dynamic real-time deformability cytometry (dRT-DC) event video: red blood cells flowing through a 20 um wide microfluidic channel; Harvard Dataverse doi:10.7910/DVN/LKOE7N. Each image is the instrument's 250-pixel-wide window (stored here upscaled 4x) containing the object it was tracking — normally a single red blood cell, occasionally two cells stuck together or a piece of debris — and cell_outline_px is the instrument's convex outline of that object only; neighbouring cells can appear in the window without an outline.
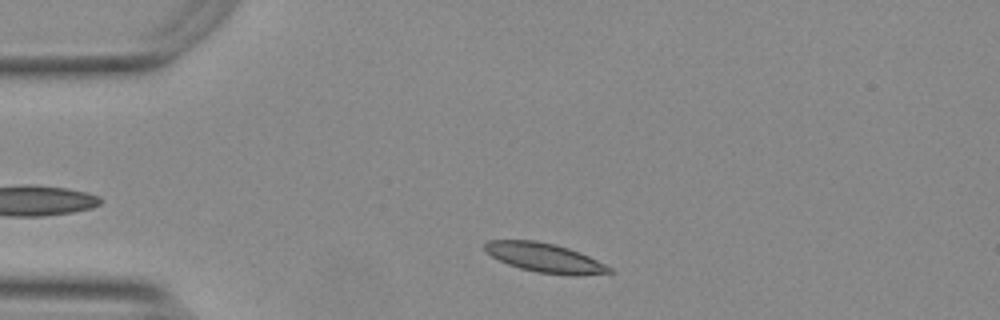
{"species": "Egyptian fruit bat (a non-hibernating species)", "species_latin": "Rousettus aegyptiacus", "temperature_condition": "warm", "stored_images_in_passage": 36, "camera_frame_rate_fps": 3000, "um_per_image_px": 0.085, "animal": {"sex": "female"}, "frame": {"image": 1, "passage_image": 4, "time_ms": 1.0, "image_size_px": [1000, 320], "cell_outline_px": [[616, 272], [536, 272], [520, 268], [508, 264], [484, 252], [484, 244], [488, 240], [532, 240], [552, 244], [568, 248], [580, 252], [612, 268]], "centroid_in_image_um": [46.15, 21.84], "position_along_channel_um": 38.9, "area_um2": 19.94}}
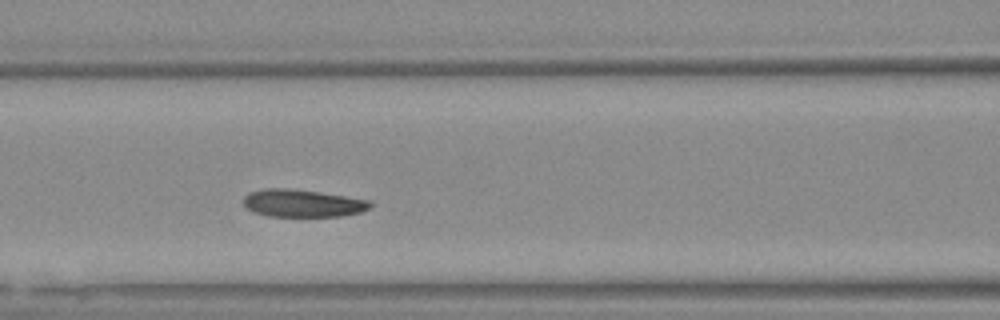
{"frame": {"image": 2, "passage_image": 15, "time_ms": 4.667, "image_size_px": [1000, 320], "cell_outline_px": [[372, 204], [368, 208], [360, 212], [340, 216], [268, 216], [252, 212], [244, 208], [244, 196], [248, 192], [264, 188], [292, 188], [320, 192], [368, 200]], "centroid_in_image_um": [25.63, 17.27], "position_along_channel_um": 141.0, "area_um2": 20.4}}
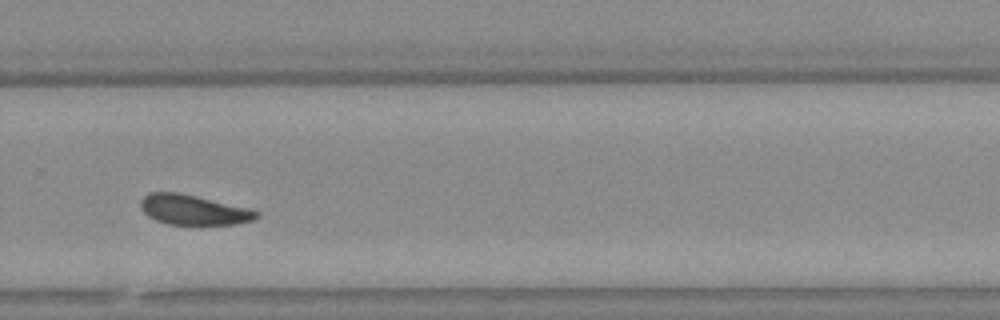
{"frame": {"image": 3, "passage_image": 29, "time_ms": 9.333, "image_size_px": [1000, 320], "cell_outline_px": [[260, 216], [252, 220], [236, 224], [168, 224], [156, 220], [148, 216], [140, 208], [140, 200], [148, 192], [176, 192], [196, 196], [252, 208], [260, 212]], "centroid_in_image_um": [16.46, 17.83], "position_along_channel_um": 313.3, "area_um2": 20.35}, "authors_computed_cell_mechanics": {"area_um2": 20.7791, "velocity_mm_per_s": 3.7104, "shape_relaxation_time_tau1_ms": 2.6263, "shape_relaxation_time_tau2_ms": 2.2366, "deformation_change_tau1": 0.0767, "deformation_change_tau2": 0.0761}}